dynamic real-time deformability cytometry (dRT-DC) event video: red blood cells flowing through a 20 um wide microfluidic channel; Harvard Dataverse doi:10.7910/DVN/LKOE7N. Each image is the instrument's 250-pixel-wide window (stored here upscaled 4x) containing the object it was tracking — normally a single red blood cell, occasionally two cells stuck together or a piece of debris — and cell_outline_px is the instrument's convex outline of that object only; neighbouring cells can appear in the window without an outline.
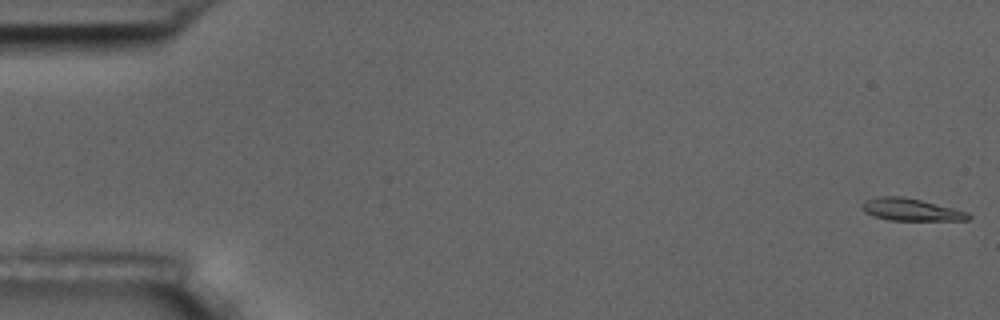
{"species": "common noctule bat (a hibernating species)", "species_latin": "Nyctalus noctula", "temperature_condition": "room temperature", "stored_images_in_passage": 57, "camera_frame_rate_fps": 3000, "um_per_image_px": 0.085, "animal": {"sex": "male", "body_mass_g": 17.5, "forearm_length_mm": 52.3}, "frame": {"image": 1, "passage_image": 1, "time_ms": 0.0, "image_size_px": [1000, 320], "cell_outline_px": [[972, 216], [968, 220], [888, 220], [872, 216], [864, 212], [860, 208], [860, 204], [864, 200], [880, 196], [904, 196], [968, 212]], "centroid_in_image_um": [77.35, 17.82], "position_along_channel_um": 7.6, "area_um2": 13.87}}
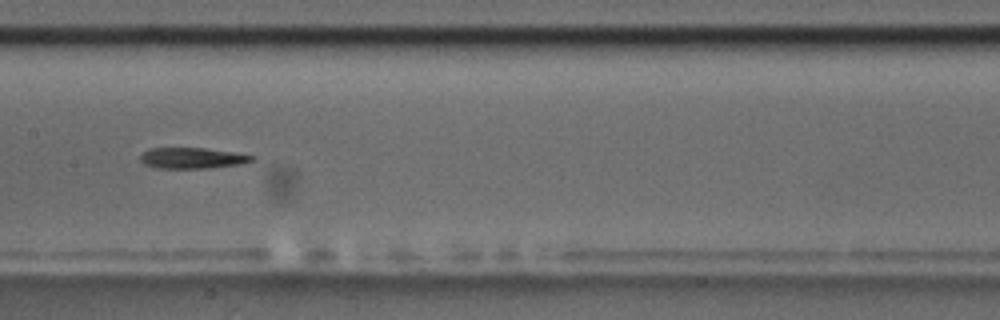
{"frame": {"image": 2, "passage_image": 29, "time_ms": 9.333, "image_size_px": [1000, 320], "cell_outline_px": [[256, 160], [244, 164], [212, 168], [156, 168], [144, 164], [140, 160], [140, 156], [148, 148], [204, 148], [236, 152], [256, 156]], "centroid_in_image_um": [16.41, 13.44], "position_along_channel_um": 191.0, "area_um2": 13.87}}
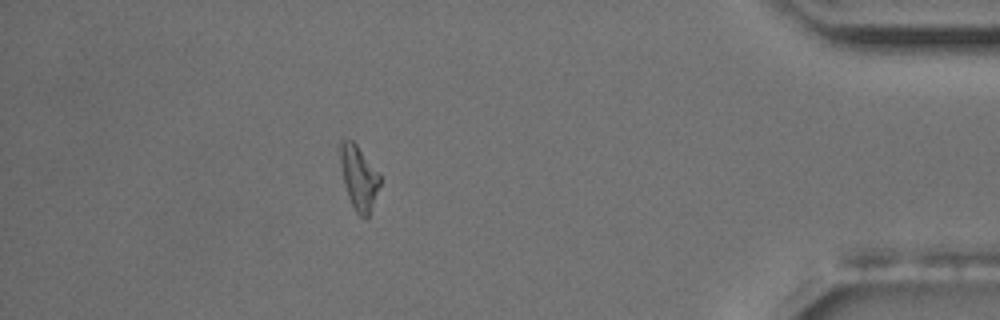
{"frame": {"image": 3, "passage_image": 51, "time_ms": 16.667, "image_size_px": [1000, 320], "cell_outline_px": [[380, 184], [368, 216], [364, 220], [356, 212], [348, 196], [344, 184], [340, 160], [340, 140], [352, 140], [356, 144], [380, 176]], "centroid_in_image_um": [30.48, 15.11], "position_along_channel_um": 404.7, "area_um2": 14.39}}